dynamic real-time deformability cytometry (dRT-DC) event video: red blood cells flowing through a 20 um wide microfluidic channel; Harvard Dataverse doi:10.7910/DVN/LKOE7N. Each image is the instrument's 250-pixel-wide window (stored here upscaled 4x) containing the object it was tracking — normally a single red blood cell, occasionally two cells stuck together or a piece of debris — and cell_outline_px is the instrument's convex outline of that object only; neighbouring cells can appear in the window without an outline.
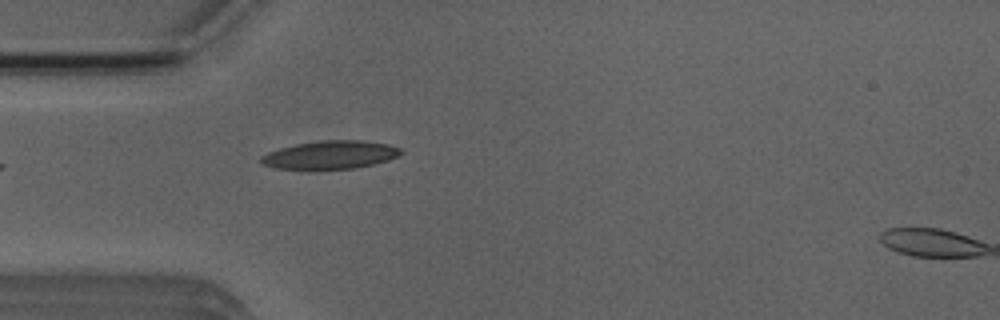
{"species": "Egyptian fruit bat (a non-hibernating species)", "species_latin": "Rousettus aegyptiacus", "temperature_condition": "room temperature", "stored_images_in_passage": 1, "camera_frame_rate_fps": 3000, "um_per_image_px": 0.085, "animal": {"sex": "male"}, "frame": {"image": 1, "passage_image": 1, "time_ms": 0.0, "image_size_px": [1000, 320], "cell_outline_px": [[404, 152], [388, 160], [356, 168], [276, 168], [260, 164], [260, 156], [268, 152], [280, 148], [296, 144], [320, 140], [364, 140], [388, 144], [400, 148]], "centroid_in_image_um": [28.07, 13.14], "position_along_channel_um": 56.9, "area_um2": 22.72}}